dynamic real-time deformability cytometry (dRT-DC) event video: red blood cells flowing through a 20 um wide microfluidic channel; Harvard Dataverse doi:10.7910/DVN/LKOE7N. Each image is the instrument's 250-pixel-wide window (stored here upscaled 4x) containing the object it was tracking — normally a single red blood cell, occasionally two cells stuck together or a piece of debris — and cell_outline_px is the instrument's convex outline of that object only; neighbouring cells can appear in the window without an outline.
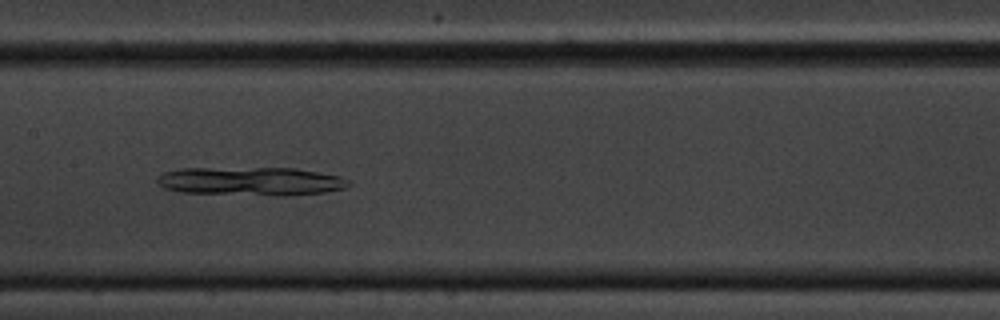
{"species": "common noctule bat (a hibernating species)", "species_latin": "Nyctalus noctula", "temperature_condition": "cold", "stored_images_in_passage": 15, "camera_frame_rate_fps": 3000, "um_per_image_px": 0.085, "animal": {"sex": "male", "body_mass_g": 20.1, "forearm_length_mm": 53.5}, "frame": {"image": 1, "passage_image": 8, "time_ms": 8.667, "image_size_px": [1000, 320], "cell_outline_px": [[352, 184], [344, 188], [324, 192], [288, 196], [276, 196], [180, 192], [164, 188], [156, 180], [164, 172], [184, 168], [296, 168], [340, 176], [352, 180]], "centroid_in_image_um": [21.39, 15.41], "position_along_channel_um": 186.0, "area_um2": 32.02}}
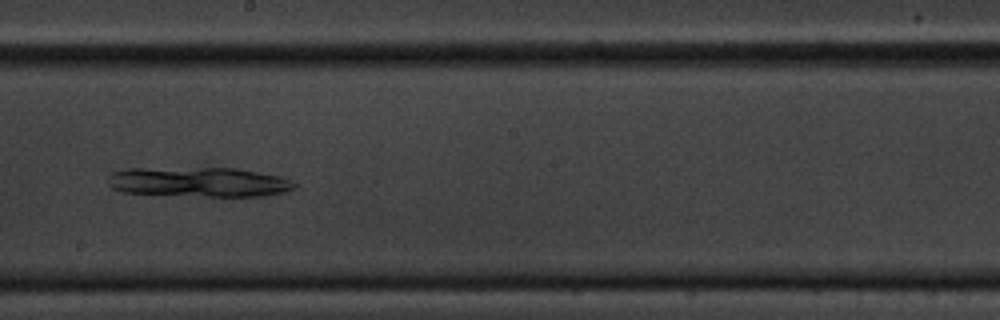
{"frame": {"image": 2, "passage_image": 9, "time_ms": 10.0, "image_size_px": [1000, 320], "cell_outline_px": [[296, 188], [284, 192], [268, 196], [212, 196], [124, 192], [112, 188], [108, 184], [108, 176], [112, 172], [124, 168], [236, 168], [280, 176], [296, 184]], "centroid_in_image_um": [16.9, 15.46], "position_along_channel_um": 231.3, "area_um2": 32.19}}
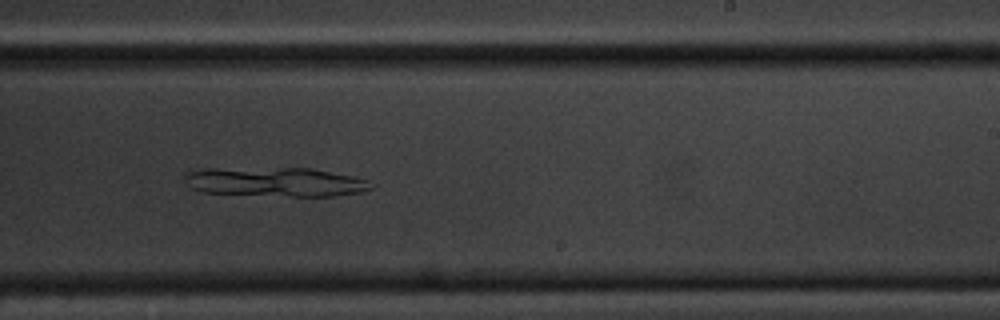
{"frame": {"image": 3, "passage_image": 10, "time_ms": 11.0, "image_size_px": [1000, 320], "cell_outline_px": [[376, 184], [372, 188], [360, 192], [336, 196], [292, 196], [200, 192], [192, 188], [184, 180], [184, 172], [200, 168], [312, 168], [352, 176], [368, 180]], "centroid_in_image_um": [23.39, 15.45], "position_along_channel_um": 265.6, "area_um2": 31.96}}